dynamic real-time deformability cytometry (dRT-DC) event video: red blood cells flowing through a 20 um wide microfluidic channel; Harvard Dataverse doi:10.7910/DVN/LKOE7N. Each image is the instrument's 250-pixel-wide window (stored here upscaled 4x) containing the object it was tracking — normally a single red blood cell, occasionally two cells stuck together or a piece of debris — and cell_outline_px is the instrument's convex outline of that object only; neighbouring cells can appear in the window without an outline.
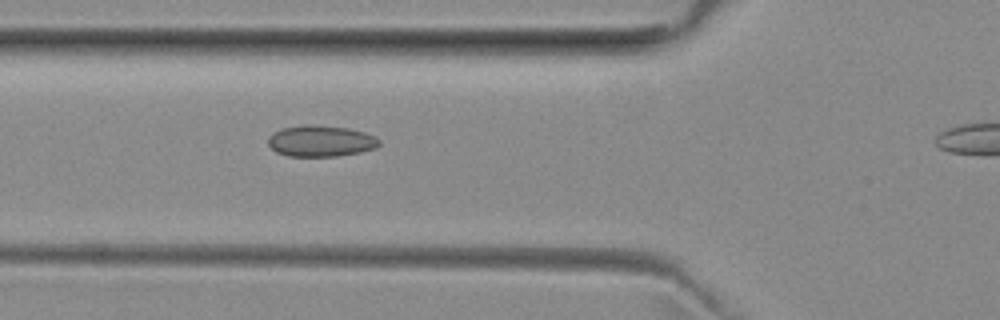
{"species": "common noctule bat (a hibernating species)", "species_latin": "Nyctalus noctula", "temperature_condition": "room temperature", "stored_images_in_passage": 43, "camera_frame_rate_fps": 3000, "um_per_image_px": 0.085, "animal": {"sex": "female", "body_mass_g": 29.2, "forearm_length_mm": 56.3}, "frame": {"image": 1, "passage_image": 19, "time_ms": 6.0, "image_size_px": [1000, 320], "cell_outline_px": [[380, 144], [376, 148], [360, 152], [336, 156], [288, 156], [276, 152], [268, 144], [268, 136], [284, 128], [304, 124], [348, 128], [364, 132], [376, 136], [380, 140]], "centroid_in_image_um": [27.29, 11.99], "position_along_channel_um": 98.5, "area_um2": 20.11}}
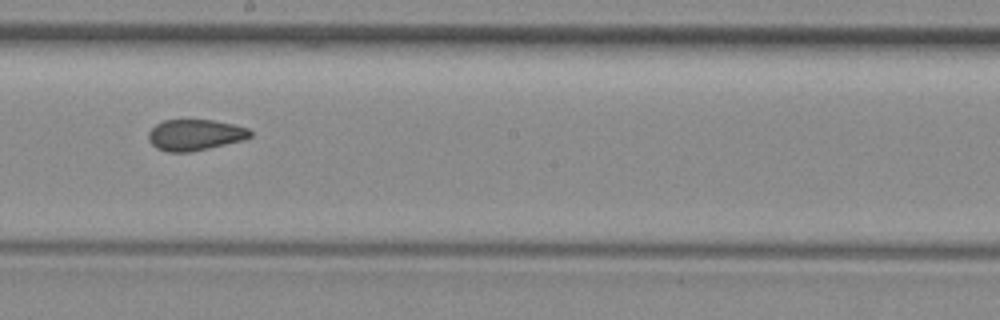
{"frame": {"image": 2, "passage_image": 29, "time_ms": 9.333, "image_size_px": [1000, 320], "cell_outline_px": [[252, 136], [244, 140], [208, 148], [188, 152], [168, 152], [156, 148], [148, 140], [148, 132], [156, 124], [164, 120], [212, 120], [232, 124], [248, 128], [252, 132]], "centroid_in_image_um": [16.57, 11.47], "position_along_channel_um": 231.6, "area_um2": 18.38}}
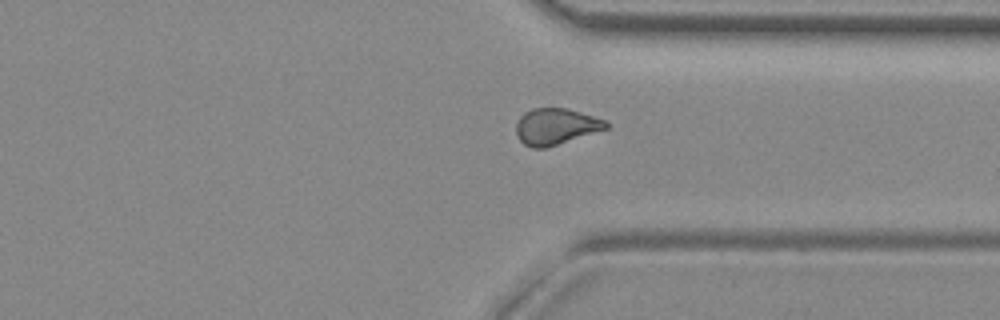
{"frame": {"image": 3, "passage_image": 39, "time_ms": 12.667, "image_size_px": [1000, 320], "cell_outline_px": [[608, 128], [544, 148], [532, 148], [524, 144], [520, 140], [516, 132], [516, 124], [520, 116], [524, 112], [532, 108], [568, 108], [604, 120], [608, 124]], "centroid_in_image_um": [47.2, 10.74], "position_along_channel_um": 364.2, "area_um2": 18.73}}